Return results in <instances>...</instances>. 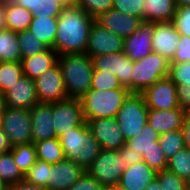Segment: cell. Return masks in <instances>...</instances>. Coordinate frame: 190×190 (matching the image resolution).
Instances as JSON below:
<instances>
[{"mask_svg": "<svg viewBox=\"0 0 190 190\" xmlns=\"http://www.w3.org/2000/svg\"><path fill=\"white\" fill-rule=\"evenodd\" d=\"M7 190H46L44 188L38 187L37 185L31 184L22 180L14 185L7 186Z\"/></svg>", "mask_w": 190, "mask_h": 190, "instance_id": "50", "label": "cell"}, {"mask_svg": "<svg viewBox=\"0 0 190 190\" xmlns=\"http://www.w3.org/2000/svg\"><path fill=\"white\" fill-rule=\"evenodd\" d=\"M119 151L123 155V159L127 167L143 161L142 154L138 151H133V149L129 148V146L126 144L123 145Z\"/></svg>", "mask_w": 190, "mask_h": 190, "instance_id": "48", "label": "cell"}, {"mask_svg": "<svg viewBox=\"0 0 190 190\" xmlns=\"http://www.w3.org/2000/svg\"><path fill=\"white\" fill-rule=\"evenodd\" d=\"M32 143L56 137L53 127L52 103H37L30 109Z\"/></svg>", "mask_w": 190, "mask_h": 190, "instance_id": "20", "label": "cell"}, {"mask_svg": "<svg viewBox=\"0 0 190 190\" xmlns=\"http://www.w3.org/2000/svg\"><path fill=\"white\" fill-rule=\"evenodd\" d=\"M94 18L77 5L66 7L57 17L53 49L58 55L85 53Z\"/></svg>", "mask_w": 190, "mask_h": 190, "instance_id": "1", "label": "cell"}, {"mask_svg": "<svg viewBox=\"0 0 190 190\" xmlns=\"http://www.w3.org/2000/svg\"><path fill=\"white\" fill-rule=\"evenodd\" d=\"M21 60L17 32L7 28L0 31V62H21Z\"/></svg>", "mask_w": 190, "mask_h": 190, "instance_id": "28", "label": "cell"}, {"mask_svg": "<svg viewBox=\"0 0 190 190\" xmlns=\"http://www.w3.org/2000/svg\"><path fill=\"white\" fill-rule=\"evenodd\" d=\"M95 140L103 150H119L126 144L115 118L85 120Z\"/></svg>", "mask_w": 190, "mask_h": 190, "instance_id": "14", "label": "cell"}, {"mask_svg": "<svg viewBox=\"0 0 190 190\" xmlns=\"http://www.w3.org/2000/svg\"><path fill=\"white\" fill-rule=\"evenodd\" d=\"M185 113L181 108L169 110L149 109L147 122L161 135L181 129Z\"/></svg>", "mask_w": 190, "mask_h": 190, "instance_id": "22", "label": "cell"}, {"mask_svg": "<svg viewBox=\"0 0 190 190\" xmlns=\"http://www.w3.org/2000/svg\"><path fill=\"white\" fill-rule=\"evenodd\" d=\"M23 75L21 62H0V91L5 93Z\"/></svg>", "mask_w": 190, "mask_h": 190, "instance_id": "35", "label": "cell"}, {"mask_svg": "<svg viewBox=\"0 0 190 190\" xmlns=\"http://www.w3.org/2000/svg\"><path fill=\"white\" fill-rule=\"evenodd\" d=\"M144 190H161V185L158 179H154Z\"/></svg>", "mask_w": 190, "mask_h": 190, "instance_id": "53", "label": "cell"}, {"mask_svg": "<svg viewBox=\"0 0 190 190\" xmlns=\"http://www.w3.org/2000/svg\"><path fill=\"white\" fill-rule=\"evenodd\" d=\"M0 110H5L4 93L0 91Z\"/></svg>", "mask_w": 190, "mask_h": 190, "instance_id": "56", "label": "cell"}, {"mask_svg": "<svg viewBox=\"0 0 190 190\" xmlns=\"http://www.w3.org/2000/svg\"><path fill=\"white\" fill-rule=\"evenodd\" d=\"M11 2L23 6L33 16L58 17L64 9L56 0H12Z\"/></svg>", "mask_w": 190, "mask_h": 190, "instance_id": "29", "label": "cell"}, {"mask_svg": "<svg viewBox=\"0 0 190 190\" xmlns=\"http://www.w3.org/2000/svg\"><path fill=\"white\" fill-rule=\"evenodd\" d=\"M0 179L6 187L24 180V175L14 162L11 150L0 154Z\"/></svg>", "mask_w": 190, "mask_h": 190, "instance_id": "31", "label": "cell"}, {"mask_svg": "<svg viewBox=\"0 0 190 190\" xmlns=\"http://www.w3.org/2000/svg\"><path fill=\"white\" fill-rule=\"evenodd\" d=\"M130 94L131 92L127 88L89 89L80 98L85 120L115 118Z\"/></svg>", "mask_w": 190, "mask_h": 190, "instance_id": "4", "label": "cell"}, {"mask_svg": "<svg viewBox=\"0 0 190 190\" xmlns=\"http://www.w3.org/2000/svg\"><path fill=\"white\" fill-rule=\"evenodd\" d=\"M190 61V36L180 35L176 53L170 63H184Z\"/></svg>", "mask_w": 190, "mask_h": 190, "instance_id": "46", "label": "cell"}, {"mask_svg": "<svg viewBox=\"0 0 190 190\" xmlns=\"http://www.w3.org/2000/svg\"><path fill=\"white\" fill-rule=\"evenodd\" d=\"M6 186L4 185V183L2 182V180L0 179V189L1 188H5Z\"/></svg>", "mask_w": 190, "mask_h": 190, "instance_id": "59", "label": "cell"}, {"mask_svg": "<svg viewBox=\"0 0 190 190\" xmlns=\"http://www.w3.org/2000/svg\"><path fill=\"white\" fill-rule=\"evenodd\" d=\"M3 112L4 110H0V128L2 126Z\"/></svg>", "mask_w": 190, "mask_h": 190, "instance_id": "58", "label": "cell"}, {"mask_svg": "<svg viewBox=\"0 0 190 190\" xmlns=\"http://www.w3.org/2000/svg\"><path fill=\"white\" fill-rule=\"evenodd\" d=\"M187 189L190 190V179L187 181Z\"/></svg>", "mask_w": 190, "mask_h": 190, "instance_id": "60", "label": "cell"}, {"mask_svg": "<svg viewBox=\"0 0 190 190\" xmlns=\"http://www.w3.org/2000/svg\"><path fill=\"white\" fill-rule=\"evenodd\" d=\"M170 61L151 52L139 61H133L132 93L141 94L158 80L169 76Z\"/></svg>", "mask_w": 190, "mask_h": 190, "instance_id": "5", "label": "cell"}, {"mask_svg": "<svg viewBox=\"0 0 190 190\" xmlns=\"http://www.w3.org/2000/svg\"><path fill=\"white\" fill-rule=\"evenodd\" d=\"M58 63L69 98L80 99L90 88L94 72L92 59L86 53L58 55Z\"/></svg>", "mask_w": 190, "mask_h": 190, "instance_id": "2", "label": "cell"}, {"mask_svg": "<svg viewBox=\"0 0 190 190\" xmlns=\"http://www.w3.org/2000/svg\"><path fill=\"white\" fill-rule=\"evenodd\" d=\"M176 8L190 6V0H174Z\"/></svg>", "mask_w": 190, "mask_h": 190, "instance_id": "55", "label": "cell"}, {"mask_svg": "<svg viewBox=\"0 0 190 190\" xmlns=\"http://www.w3.org/2000/svg\"><path fill=\"white\" fill-rule=\"evenodd\" d=\"M12 146L32 143L30 110L5 107L2 126Z\"/></svg>", "mask_w": 190, "mask_h": 190, "instance_id": "8", "label": "cell"}, {"mask_svg": "<svg viewBox=\"0 0 190 190\" xmlns=\"http://www.w3.org/2000/svg\"><path fill=\"white\" fill-rule=\"evenodd\" d=\"M59 4H61L64 8L70 7L77 4V0H56Z\"/></svg>", "mask_w": 190, "mask_h": 190, "instance_id": "54", "label": "cell"}, {"mask_svg": "<svg viewBox=\"0 0 190 190\" xmlns=\"http://www.w3.org/2000/svg\"><path fill=\"white\" fill-rule=\"evenodd\" d=\"M180 34L172 22L153 23L152 49L169 61L176 53Z\"/></svg>", "mask_w": 190, "mask_h": 190, "instance_id": "16", "label": "cell"}, {"mask_svg": "<svg viewBox=\"0 0 190 190\" xmlns=\"http://www.w3.org/2000/svg\"><path fill=\"white\" fill-rule=\"evenodd\" d=\"M35 87L39 103H54L69 98L58 62L35 79Z\"/></svg>", "mask_w": 190, "mask_h": 190, "instance_id": "11", "label": "cell"}, {"mask_svg": "<svg viewBox=\"0 0 190 190\" xmlns=\"http://www.w3.org/2000/svg\"><path fill=\"white\" fill-rule=\"evenodd\" d=\"M104 186L87 171L68 190H104Z\"/></svg>", "mask_w": 190, "mask_h": 190, "instance_id": "45", "label": "cell"}, {"mask_svg": "<svg viewBox=\"0 0 190 190\" xmlns=\"http://www.w3.org/2000/svg\"><path fill=\"white\" fill-rule=\"evenodd\" d=\"M33 14L23 6L5 2L6 28L20 32L29 29Z\"/></svg>", "mask_w": 190, "mask_h": 190, "instance_id": "26", "label": "cell"}, {"mask_svg": "<svg viewBox=\"0 0 190 190\" xmlns=\"http://www.w3.org/2000/svg\"><path fill=\"white\" fill-rule=\"evenodd\" d=\"M85 172L76 162L64 159L52 164L49 171L48 190H68Z\"/></svg>", "mask_w": 190, "mask_h": 190, "instance_id": "18", "label": "cell"}, {"mask_svg": "<svg viewBox=\"0 0 190 190\" xmlns=\"http://www.w3.org/2000/svg\"><path fill=\"white\" fill-rule=\"evenodd\" d=\"M153 23L144 24L124 39V53L132 60L139 61L149 55L152 49Z\"/></svg>", "mask_w": 190, "mask_h": 190, "instance_id": "19", "label": "cell"}, {"mask_svg": "<svg viewBox=\"0 0 190 190\" xmlns=\"http://www.w3.org/2000/svg\"><path fill=\"white\" fill-rule=\"evenodd\" d=\"M156 178L161 185V190H187V182L167 169L158 171Z\"/></svg>", "mask_w": 190, "mask_h": 190, "instance_id": "40", "label": "cell"}, {"mask_svg": "<svg viewBox=\"0 0 190 190\" xmlns=\"http://www.w3.org/2000/svg\"><path fill=\"white\" fill-rule=\"evenodd\" d=\"M95 20L110 32L124 39L132 35L145 22L140 17L123 14L113 8L101 14Z\"/></svg>", "mask_w": 190, "mask_h": 190, "instance_id": "17", "label": "cell"}, {"mask_svg": "<svg viewBox=\"0 0 190 190\" xmlns=\"http://www.w3.org/2000/svg\"><path fill=\"white\" fill-rule=\"evenodd\" d=\"M175 12L174 0H144L143 20L147 23L171 22Z\"/></svg>", "mask_w": 190, "mask_h": 190, "instance_id": "24", "label": "cell"}, {"mask_svg": "<svg viewBox=\"0 0 190 190\" xmlns=\"http://www.w3.org/2000/svg\"><path fill=\"white\" fill-rule=\"evenodd\" d=\"M104 190H125V189L121 188L119 185H115V186L105 187Z\"/></svg>", "mask_w": 190, "mask_h": 190, "instance_id": "57", "label": "cell"}, {"mask_svg": "<svg viewBox=\"0 0 190 190\" xmlns=\"http://www.w3.org/2000/svg\"><path fill=\"white\" fill-rule=\"evenodd\" d=\"M166 169L187 182L190 179V149L184 147L168 159Z\"/></svg>", "mask_w": 190, "mask_h": 190, "instance_id": "34", "label": "cell"}, {"mask_svg": "<svg viewBox=\"0 0 190 190\" xmlns=\"http://www.w3.org/2000/svg\"><path fill=\"white\" fill-rule=\"evenodd\" d=\"M51 167L52 164L37 159V161L24 174V180L48 190V178Z\"/></svg>", "mask_w": 190, "mask_h": 190, "instance_id": "37", "label": "cell"}, {"mask_svg": "<svg viewBox=\"0 0 190 190\" xmlns=\"http://www.w3.org/2000/svg\"><path fill=\"white\" fill-rule=\"evenodd\" d=\"M37 159L55 164L65 159L63 148L57 137L34 143Z\"/></svg>", "mask_w": 190, "mask_h": 190, "instance_id": "30", "label": "cell"}, {"mask_svg": "<svg viewBox=\"0 0 190 190\" xmlns=\"http://www.w3.org/2000/svg\"><path fill=\"white\" fill-rule=\"evenodd\" d=\"M94 71L111 72L119 80L122 87L127 88L132 93V69L133 61L124 51L98 55L91 57Z\"/></svg>", "mask_w": 190, "mask_h": 190, "instance_id": "10", "label": "cell"}, {"mask_svg": "<svg viewBox=\"0 0 190 190\" xmlns=\"http://www.w3.org/2000/svg\"><path fill=\"white\" fill-rule=\"evenodd\" d=\"M52 119L56 137L85 122L80 99L67 98L52 103Z\"/></svg>", "mask_w": 190, "mask_h": 190, "instance_id": "9", "label": "cell"}, {"mask_svg": "<svg viewBox=\"0 0 190 190\" xmlns=\"http://www.w3.org/2000/svg\"><path fill=\"white\" fill-rule=\"evenodd\" d=\"M158 142L167 160L185 147L181 129L159 135Z\"/></svg>", "mask_w": 190, "mask_h": 190, "instance_id": "36", "label": "cell"}, {"mask_svg": "<svg viewBox=\"0 0 190 190\" xmlns=\"http://www.w3.org/2000/svg\"><path fill=\"white\" fill-rule=\"evenodd\" d=\"M11 154L15 164L18 166L23 175L37 161L34 143L12 146Z\"/></svg>", "mask_w": 190, "mask_h": 190, "instance_id": "32", "label": "cell"}, {"mask_svg": "<svg viewBox=\"0 0 190 190\" xmlns=\"http://www.w3.org/2000/svg\"><path fill=\"white\" fill-rule=\"evenodd\" d=\"M157 171L144 161L128 167L122 174L119 186L125 190H144L154 179Z\"/></svg>", "mask_w": 190, "mask_h": 190, "instance_id": "21", "label": "cell"}, {"mask_svg": "<svg viewBox=\"0 0 190 190\" xmlns=\"http://www.w3.org/2000/svg\"><path fill=\"white\" fill-rule=\"evenodd\" d=\"M11 148H12V145L9 141V138L4 133L3 129L0 128V154L10 151Z\"/></svg>", "mask_w": 190, "mask_h": 190, "instance_id": "51", "label": "cell"}, {"mask_svg": "<svg viewBox=\"0 0 190 190\" xmlns=\"http://www.w3.org/2000/svg\"><path fill=\"white\" fill-rule=\"evenodd\" d=\"M17 37L22 59L42 53L49 48L42 40L36 38V36L28 29L17 32Z\"/></svg>", "mask_w": 190, "mask_h": 190, "instance_id": "33", "label": "cell"}, {"mask_svg": "<svg viewBox=\"0 0 190 190\" xmlns=\"http://www.w3.org/2000/svg\"><path fill=\"white\" fill-rule=\"evenodd\" d=\"M28 30L49 48H53L57 33V17L33 16Z\"/></svg>", "mask_w": 190, "mask_h": 190, "instance_id": "25", "label": "cell"}, {"mask_svg": "<svg viewBox=\"0 0 190 190\" xmlns=\"http://www.w3.org/2000/svg\"><path fill=\"white\" fill-rule=\"evenodd\" d=\"M185 147L190 149V112H186L181 126Z\"/></svg>", "mask_w": 190, "mask_h": 190, "instance_id": "49", "label": "cell"}, {"mask_svg": "<svg viewBox=\"0 0 190 190\" xmlns=\"http://www.w3.org/2000/svg\"><path fill=\"white\" fill-rule=\"evenodd\" d=\"M12 0H0V2H3V3H5V2H11Z\"/></svg>", "mask_w": 190, "mask_h": 190, "instance_id": "61", "label": "cell"}, {"mask_svg": "<svg viewBox=\"0 0 190 190\" xmlns=\"http://www.w3.org/2000/svg\"><path fill=\"white\" fill-rule=\"evenodd\" d=\"M76 5L82 8L89 16L97 19L101 14L113 7V0H77Z\"/></svg>", "mask_w": 190, "mask_h": 190, "instance_id": "39", "label": "cell"}, {"mask_svg": "<svg viewBox=\"0 0 190 190\" xmlns=\"http://www.w3.org/2000/svg\"><path fill=\"white\" fill-rule=\"evenodd\" d=\"M177 86V97L180 108L190 112V85L181 84Z\"/></svg>", "mask_w": 190, "mask_h": 190, "instance_id": "47", "label": "cell"}, {"mask_svg": "<svg viewBox=\"0 0 190 190\" xmlns=\"http://www.w3.org/2000/svg\"><path fill=\"white\" fill-rule=\"evenodd\" d=\"M127 168L119 150L101 149L86 171L104 187H109L119 184L121 176Z\"/></svg>", "mask_w": 190, "mask_h": 190, "instance_id": "7", "label": "cell"}, {"mask_svg": "<svg viewBox=\"0 0 190 190\" xmlns=\"http://www.w3.org/2000/svg\"><path fill=\"white\" fill-rule=\"evenodd\" d=\"M6 29L5 3L0 2V31Z\"/></svg>", "mask_w": 190, "mask_h": 190, "instance_id": "52", "label": "cell"}, {"mask_svg": "<svg viewBox=\"0 0 190 190\" xmlns=\"http://www.w3.org/2000/svg\"><path fill=\"white\" fill-rule=\"evenodd\" d=\"M117 88H124V87L121 86L119 80L114 74L105 71L93 72L90 89L114 90Z\"/></svg>", "mask_w": 190, "mask_h": 190, "instance_id": "38", "label": "cell"}, {"mask_svg": "<svg viewBox=\"0 0 190 190\" xmlns=\"http://www.w3.org/2000/svg\"><path fill=\"white\" fill-rule=\"evenodd\" d=\"M124 38L110 32L94 20L85 53L90 57L114 54L123 51Z\"/></svg>", "mask_w": 190, "mask_h": 190, "instance_id": "12", "label": "cell"}, {"mask_svg": "<svg viewBox=\"0 0 190 190\" xmlns=\"http://www.w3.org/2000/svg\"><path fill=\"white\" fill-rule=\"evenodd\" d=\"M57 62L58 54L53 48H48L42 53L22 59L21 65L23 74L35 80Z\"/></svg>", "mask_w": 190, "mask_h": 190, "instance_id": "23", "label": "cell"}, {"mask_svg": "<svg viewBox=\"0 0 190 190\" xmlns=\"http://www.w3.org/2000/svg\"><path fill=\"white\" fill-rule=\"evenodd\" d=\"M149 108L141 94L131 93L115 116L126 140L135 136L147 124Z\"/></svg>", "mask_w": 190, "mask_h": 190, "instance_id": "6", "label": "cell"}, {"mask_svg": "<svg viewBox=\"0 0 190 190\" xmlns=\"http://www.w3.org/2000/svg\"><path fill=\"white\" fill-rule=\"evenodd\" d=\"M144 0H113V9L143 19Z\"/></svg>", "mask_w": 190, "mask_h": 190, "instance_id": "41", "label": "cell"}, {"mask_svg": "<svg viewBox=\"0 0 190 190\" xmlns=\"http://www.w3.org/2000/svg\"><path fill=\"white\" fill-rule=\"evenodd\" d=\"M171 22L180 35L190 36V6L176 8Z\"/></svg>", "mask_w": 190, "mask_h": 190, "instance_id": "43", "label": "cell"}, {"mask_svg": "<svg viewBox=\"0 0 190 190\" xmlns=\"http://www.w3.org/2000/svg\"><path fill=\"white\" fill-rule=\"evenodd\" d=\"M158 138V132L147 122L142 130L138 131L135 136L126 140V145L133 149V151H138L142 154L150 149H161Z\"/></svg>", "mask_w": 190, "mask_h": 190, "instance_id": "27", "label": "cell"}, {"mask_svg": "<svg viewBox=\"0 0 190 190\" xmlns=\"http://www.w3.org/2000/svg\"><path fill=\"white\" fill-rule=\"evenodd\" d=\"M143 161L155 171L166 170L167 159L161 149H150L142 153Z\"/></svg>", "mask_w": 190, "mask_h": 190, "instance_id": "44", "label": "cell"}, {"mask_svg": "<svg viewBox=\"0 0 190 190\" xmlns=\"http://www.w3.org/2000/svg\"><path fill=\"white\" fill-rule=\"evenodd\" d=\"M141 95L149 109L169 110L180 108L177 97V86L169 78H163L146 88Z\"/></svg>", "mask_w": 190, "mask_h": 190, "instance_id": "13", "label": "cell"}, {"mask_svg": "<svg viewBox=\"0 0 190 190\" xmlns=\"http://www.w3.org/2000/svg\"><path fill=\"white\" fill-rule=\"evenodd\" d=\"M58 139L65 159L73 160L85 171L92 165L101 150L86 121L81 126L64 132Z\"/></svg>", "mask_w": 190, "mask_h": 190, "instance_id": "3", "label": "cell"}, {"mask_svg": "<svg viewBox=\"0 0 190 190\" xmlns=\"http://www.w3.org/2000/svg\"><path fill=\"white\" fill-rule=\"evenodd\" d=\"M5 107L32 109L38 102L35 80L23 75L11 88L4 93Z\"/></svg>", "mask_w": 190, "mask_h": 190, "instance_id": "15", "label": "cell"}, {"mask_svg": "<svg viewBox=\"0 0 190 190\" xmlns=\"http://www.w3.org/2000/svg\"><path fill=\"white\" fill-rule=\"evenodd\" d=\"M176 85H190V61L184 63H170L169 76Z\"/></svg>", "mask_w": 190, "mask_h": 190, "instance_id": "42", "label": "cell"}]
</instances>
